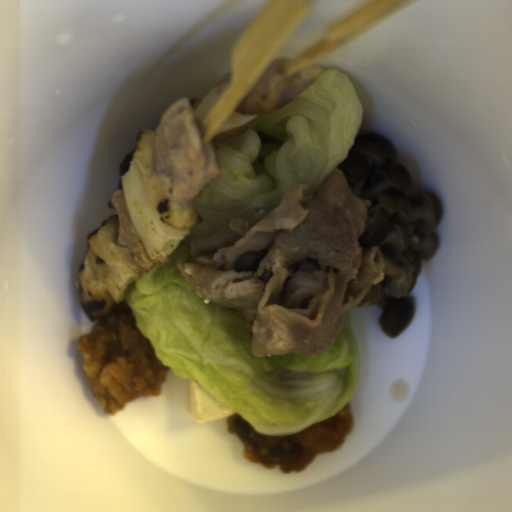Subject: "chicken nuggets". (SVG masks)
<instances>
[{
	"label": "chicken nuggets",
	"instance_id": "bb5aeace",
	"mask_svg": "<svg viewBox=\"0 0 512 512\" xmlns=\"http://www.w3.org/2000/svg\"><path fill=\"white\" fill-rule=\"evenodd\" d=\"M109 208L115 210L119 219V230L117 233V242L126 247L136 263L142 270L150 272L156 264L148 255L146 249L141 243L137 230L130 218L123 189L117 188L110 196L107 202Z\"/></svg>",
	"mask_w": 512,
	"mask_h": 512
},
{
	"label": "chicken nuggets",
	"instance_id": "cc037f56",
	"mask_svg": "<svg viewBox=\"0 0 512 512\" xmlns=\"http://www.w3.org/2000/svg\"><path fill=\"white\" fill-rule=\"evenodd\" d=\"M79 300L85 314L92 320L103 317L115 302L96 272L87 250L79 273Z\"/></svg>",
	"mask_w": 512,
	"mask_h": 512
},
{
	"label": "chicken nuggets",
	"instance_id": "f4ed5422",
	"mask_svg": "<svg viewBox=\"0 0 512 512\" xmlns=\"http://www.w3.org/2000/svg\"><path fill=\"white\" fill-rule=\"evenodd\" d=\"M286 61V57H276L235 110L257 115L284 107L326 73L323 67L314 65L305 66L287 76L282 70V64Z\"/></svg>",
	"mask_w": 512,
	"mask_h": 512
},
{
	"label": "chicken nuggets",
	"instance_id": "90cb4de2",
	"mask_svg": "<svg viewBox=\"0 0 512 512\" xmlns=\"http://www.w3.org/2000/svg\"><path fill=\"white\" fill-rule=\"evenodd\" d=\"M199 97L182 98L171 103L161 114L152 131L153 171L170 176L169 193L192 202L220 172L217 148L247 130V122L204 144L193 110Z\"/></svg>",
	"mask_w": 512,
	"mask_h": 512
},
{
	"label": "chicken nuggets",
	"instance_id": "2cc3b61b",
	"mask_svg": "<svg viewBox=\"0 0 512 512\" xmlns=\"http://www.w3.org/2000/svg\"><path fill=\"white\" fill-rule=\"evenodd\" d=\"M231 83V75L230 73L227 74V75H224L222 78H220L218 81H216L214 87H222V86H225L227 84Z\"/></svg>",
	"mask_w": 512,
	"mask_h": 512
}]
</instances>
